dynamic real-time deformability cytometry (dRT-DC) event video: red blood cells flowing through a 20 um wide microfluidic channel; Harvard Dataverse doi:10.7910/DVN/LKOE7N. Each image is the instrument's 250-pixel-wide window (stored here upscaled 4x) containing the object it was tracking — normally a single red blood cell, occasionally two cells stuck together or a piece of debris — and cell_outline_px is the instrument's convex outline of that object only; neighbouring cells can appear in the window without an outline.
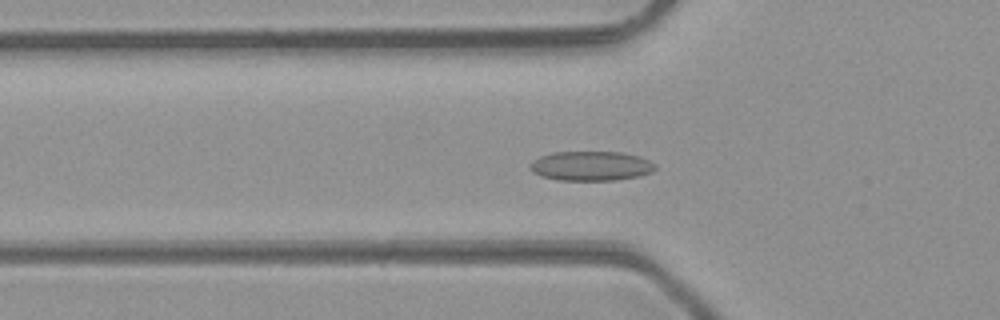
{"species": "common noctule bat (a hibernating species)", "species_latin": "Nyctalus noctula", "temperature_condition": "room temperature", "stored_images_in_passage": 46, "camera_frame_rate_fps": 3000, "um_per_image_px": 0.085, "animal": {"sex": "male", "body_mass_g": 23.1, "forearm_length_mm": 52.7}, "frame": {"image": 1, "passage_image": 13, "time_ms": 4.0, "image_size_px": [1000, 320], "cell_outline_px": [[656, 168], [652, 172], [640, 176], [616, 180], [560, 180], [540, 176], [532, 172], [532, 160], [540, 156], [552, 152], [620, 152], [640, 156], [656, 164]], "centroid_in_image_um": [50.26, 14.1], "position_along_channel_um": 75.5, "area_um2": 21.56}}
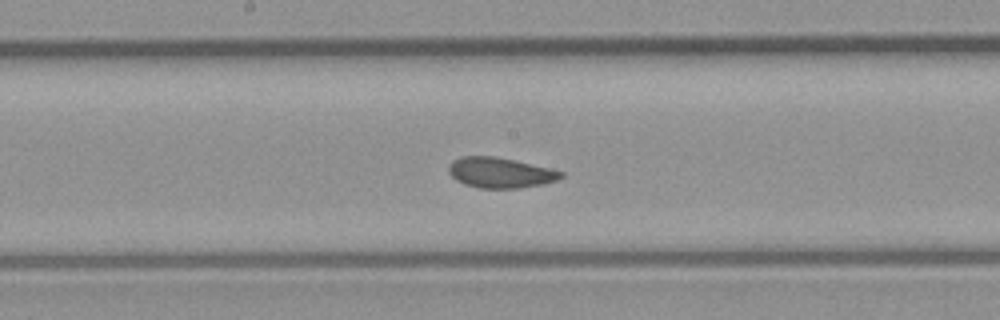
{"frame": {"image": 2, "passage_image": 22, "time_ms": 7.0, "image_size_px": [1000, 320], "cell_outline_px": [[564, 176], [556, 180], [544, 184], [520, 188], [480, 188], [464, 184], [456, 180], [448, 172], [448, 164], [452, 160], [460, 156], [496, 156], [516, 160], [552, 168], [564, 172]], "centroid_in_image_um": [42.52, 14.66], "position_along_channel_um": 205.7, "area_um2": 20.23}}
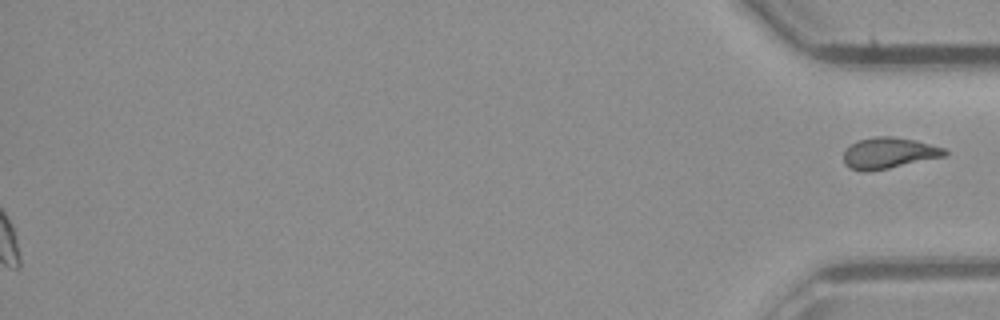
{"frame": {"image": 3, "passage_image": 46, "time_ms": 15.0, "image_size_px": [1000, 320], "cell_outline_px": [[948, 152], [944, 156], [888, 168], [848, 168], [844, 164], [844, 148], [860, 140], [872, 136], [892, 136], [916, 140], [944, 148]], "centroid_in_image_um": [75.56, 12.96], "position_along_channel_um": 359.6, "area_um2": 17.69}}